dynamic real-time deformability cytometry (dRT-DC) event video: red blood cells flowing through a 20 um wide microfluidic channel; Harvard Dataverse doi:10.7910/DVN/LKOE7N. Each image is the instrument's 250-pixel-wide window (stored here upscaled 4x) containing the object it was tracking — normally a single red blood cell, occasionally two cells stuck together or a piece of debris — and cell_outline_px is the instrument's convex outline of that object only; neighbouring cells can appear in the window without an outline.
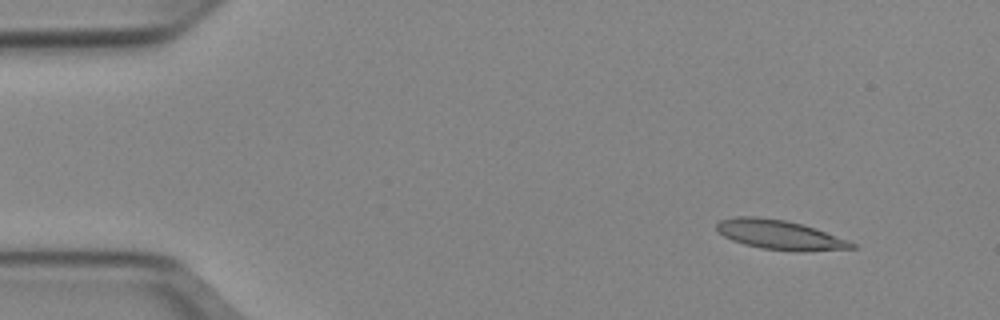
{"species": "Egyptian fruit bat (a non-hibernating species)", "species_latin": "Rousettus aegyptiacus", "temperature_condition": "cold", "stored_images_in_passage": 47, "camera_frame_rate_fps": 3000, "um_per_image_px": 0.085, "animal": {"sex": "female"}, "frame": {"image": 1, "passage_image": 1, "time_ms": 0.0, "image_size_px": [1000, 320], "cell_outline_px": [[856, 248], [764, 248], [744, 244], [732, 240], [716, 232], [716, 224], [720, 220], [736, 216], [756, 216], [784, 220], [816, 228], [848, 240], [856, 244]], "centroid_in_image_um": [66.13, 19.88], "position_along_channel_um": 18.9, "area_um2": 21.85}}
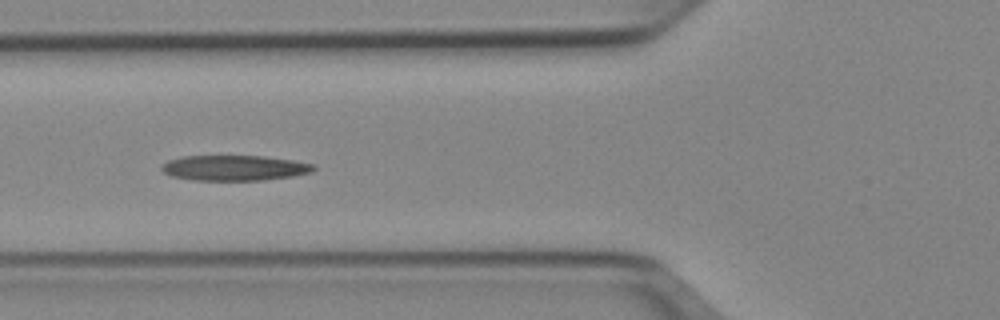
{"frame": {"image": 2, "passage_image": 15, "time_ms": 4.667, "image_size_px": [1000, 320], "cell_outline_px": [[316, 168], [312, 172], [292, 176], [264, 180], [192, 180], [172, 176], [164, 172], [160, 168], [168, 160], [180, 156], [264, 156], [292, 160], [316, 164]], "centroid_in_image_um": [19.95, 14.27], "position_along_channel_um": 105.9, "area_um2": 22.48}}
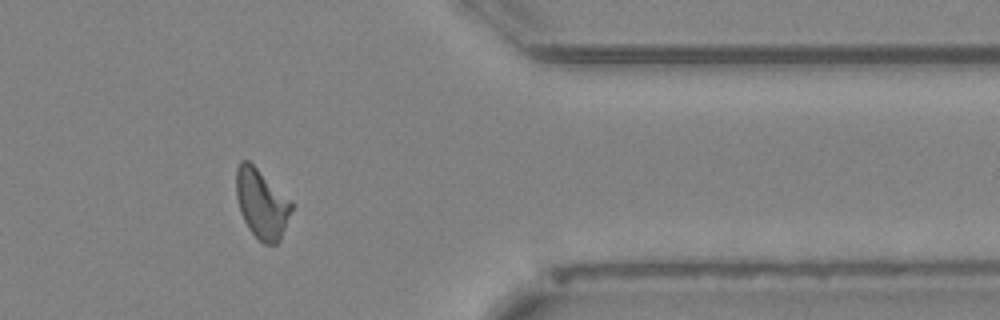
{"frame": {"image": 3, "passage_image": 38, "time_ms": 12.333, "image_size_px": [1000, 320], "cell_outline_px": [[292, 208], [280, 240], [276, 244], [264, 244], [248, 228], [240, 212], [236, 196], [236, 168], [240, 160], [248, 160], [292, 200]], "centroid_in_image_um": [22.23, 17.29], "position_along_channel_um": 389.2, "area_um2": 22.25}, "authors_computed_cell_mechanics": {"area_um2": 22.6576, "velocity_mm_per_s": 3.9284, "shape_relaxation_time_tau1_ms": null, "shape_relaxation_time_tau2_ms": 2.979, "deformation_change_tau1": null, "deformation_change_tau2": 0.1178}}